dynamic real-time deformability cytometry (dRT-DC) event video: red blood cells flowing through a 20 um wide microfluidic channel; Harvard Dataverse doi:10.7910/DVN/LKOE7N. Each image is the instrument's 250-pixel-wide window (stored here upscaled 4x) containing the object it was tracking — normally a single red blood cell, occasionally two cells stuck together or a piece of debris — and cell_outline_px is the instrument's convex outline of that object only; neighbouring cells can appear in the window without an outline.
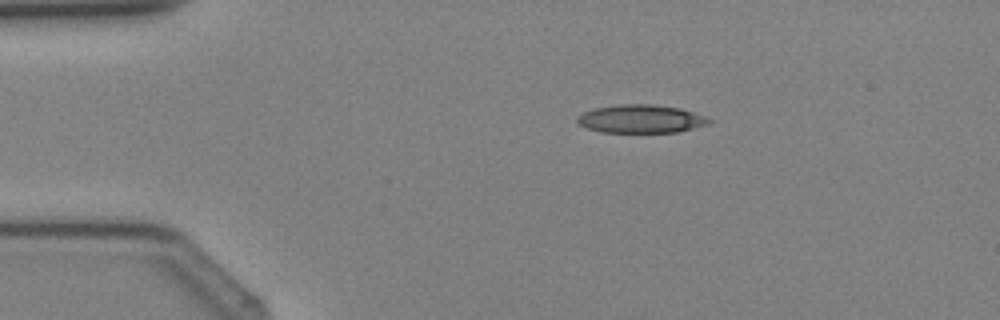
{"species": "Egyptian fruit bat (a non-hibernating species)", "species_latin": "Rousettus aegyptiacus", "temperature_condition": "cold", "stored_images_in_passage": 3, "camera_frame_rate_fps": 3000, "um_per_image_px": 0.085, "animal": {"sex": "female"}, "frame": {"image": 1, "passage_image": 2, "time_ms": 1.0, "image_size_px": [1000, 320], "cell_outline_px": [[712, 120], [708, 124], [676, 132], [600, 132], [588, 128], [580, 124], [576, 120], [576, 116], [592, 108], [620, 104], [652, 104], [680, 108], [704, 116]], "centroid_in_image_um": [54.43, 10.1], "position_along_channel_um": 30.6, "area_um2": 21.56}}